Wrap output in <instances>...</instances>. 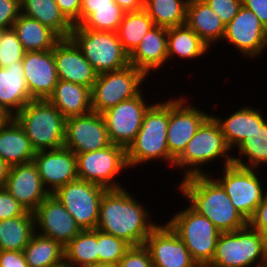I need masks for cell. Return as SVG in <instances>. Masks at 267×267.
<instances>
[{
    "mask_svg": "<svg viewBox=\"0 0 267 267\" xmlns=\"http://www.w3.org/2000/svg\"><path fill=\"white\" fill-rule=\"evenodd\" d=\"M53 55L58 79L92 88L98 74L71 38H62Z\"/></svg>",
    "mask_w": 267,
    "mask_h": 267,
    "instance_id": "cell-22",
    "label": "cell"
},
{
    "mask_svg": "<svg viewBox=\"0 0 267 267\" xmlns=\"http://www.w3.org/2000/svg\"><path fill=\"white\" fill-rule=\"evenodd\" d=\"M163 225H158L144 242L153 267H192L196 264L179 236L167 223Z\"/></svg>",
    "mask_w": 267,
    "mask_h": 267,
    "instance_id": "cell-18",
    "label": "cell"
},
{
    "mask_svg": "<svg viewBox=\"0 0 267 267\" xmlns=\"http://www.w3.org/2000/svg\"><path fill=\"white\" fill-rule=\"evenodd\" d=\"M185 24L210 48L223 40L225 25L204 0H189Z\"/></svg>",
    "mask_w": 267,
    "mask_h": 267,
    "instance_id": "cell-26",
    "label": "cell"
},
{
    "mask_svg": "<svg viewBox=\"0 0 267 267\" xmlns=\"http://www.w3.org/2000/svg\"><path fill=\"white\" fill-rule=\"evenodd\" d=\"M125 12L120 7L94 8L80 25L85 29L117 32Z\"/></svg>",
    "mask_w": 267,
    "mask_h": 267,
    "instance_id": "cell-38",
    "label": "cell"
},
{
    "mask_svg": "<svg viewBox=\"0 0 267 267\" xmlns=\"http://www.w3.org/2000/svg\"><path fill=\"white\" fill-rule=\"evenodd\" d=\"M259 110L244 106L223 120L213 116L221 127L222 134L230 149L238 147L248 136H250L267 119Z\"/></svg>",
    "mask_w": 267,
    "mask_h": 267,
    "instance_id": "cell-27",
    "label": "cell"
},
{
    "mask_svg": "<svg viewBox=\"0 0 267 267\" xmlns=\"http://www.w3.org/2000/svg\"><path fill=\"white\" fill-rule=\"evenodd\" d=\"M211 175L207 172L206 175L181 179L179 191L189 201V205L207 217L219 231L233 232L245 228L248 221L235 208L226 191Z\"/></svg>",
    "mask_w": 267,
    "mask_h": 267,
    "instance_id": "cell-2",
    "label": "cell"
},
{
    "mask_svg": "<svg viewBox=\"0 0 267 267\" xmlns=\"http://www.w3.org/2000/svg\"><path fill=\"white\" fill-rule=\"evenodd\" d=\"M21 14V0H0V31L12 28Z\"/></svg>",
    "mask_w": 267,
    "mask_h": 267,
    "instance_id": "cell-43",
    "label": "cell"
},
{
    "mask_svg": "<svg viewBox=\"0 0 267 267\" xmlns=\"http://www.w3.org/2000/svg\"><path fill=\"white\" fill-rule=\"evenodd\" d=\"M209 264L212 267H267L262 234L249 225L233 232H221Z\"/></svg>",
    "mask_w": 267,
    "mask_h": 267,
    "instance_id": "cell-6",
    "label": "cell"
},
{
    "mask_svg": "<svg viewBox=\"0 0 267 267\" xmlns=\"http://www.w3.org/2000/svg\"><path fill=\"white\" fill-rule=\"evenodd\" d=\"M140 92L132 99L122 101L108 109L103 116L109 140L112 144L128 148L138 134L146 111L152 105L144 101Z\"/></svg>",
    "mask_w": 267,
    "mask_h": 267,
    "instance_id": "cell-13",
    "label": "cell"
},
{
    "mask_svg": "<svg viewBox=\"0 0 267 267\" xmlns=\"http://www.w3.org/2000/svg\"><path fill=\"white\" fill-rule=\"evenodd\" d=\"M64 17L73 25H80L81 0H55Z\"/></svg>",
    "mask_w": 267,
    "mask_h": 267,
    "instance_id": "cell-45",
    "label": "cell"
},
{
    "mask_svg": "<svg viewBox=\"0 0 267 267\" xmlns=\"http://www.w3.org/2000/svg\"><path fill=\"white\" fill-rule=\"evenodd\" d=\"M224 39L245 57L256 58L267 47V28L252 11L242 6L225 26Z\"/></svg>",
    "mask_w": 267,
    "mask_h": 267,
    "instance_id": "cell-16",
    "label": "cell"
},
{
    "mask_svg": "<svg viewBox=\"0 0 267 267\" xmlns=\"http://www.w3.org/2000/svg\"><path fill=\"white\" fill-rule=\"evenodd\" d=\"M147 76L133 65L99 74L91 88L92 111L99 114L141 92V83Z\"/></svg>",
    "mask_w": 267,
    "mask_h": 267,
    "instance_id": "cell-9",
    "label": "cell"
},
{
    "mask_svg": "<svg viewBox=\"0 0 267 267\" xmlns=\"http://www.w3.org/2000/svg\"><path fill=\"white\" fill-rule=\"evenodd\" d=\"M33 163L38 169L43 186L50 194L78 179L76 155L66 147L36 152Z\"/></svg>",
    "mask_w": 267,
    "mask_h": 267,
    "instance_id": "cell-19",
    "label": "cell"
},
{
    "mask_svg": "<svg viewBox=\"0 0 267 267\" xmlns=\"http://www.w3.org/2000/svg\"><path fill=\"white\" fill-rule=\"evenodd\" d=\"M248 225L261 234L267 229V192L253 216L248 220Z\"/></svg>",
    "mask_w": 267,
    "mask_h": 267,
    "instance_id": "cell-46",
    "label": "cell"
},
{
    "mask_svg": "<svg viewBox=\"0 0 267 267\" xmlns=\"http://www.w3.org/2000/svg\"><path fill=\"white\" fill-rule=\"evenodd\" d=\"M27 210L4 188H0V220L22 216Z\"/></svg>",
    "mask_w": 267,
    "mask_h": 267,
    "instance_id": "cell-44",
    "label": "cell"
},
{
    "mask_svg": "<svg viewBox=\"0 0 267 267\" xmlns=\"http://www.w3.org/2000/svg\"><path fill=\"white\" fill-rule=\"evenodd\" d=\"M0 267H28L23 251H0Z\"/></svg>",
    "mask_w": 267,
    "mask_h": 267,
    "instance_id": "cell-47",
    "label": "cell"
},
{
    "mask_svg": "<svg viewBox=\"0 0 267 267\" xmlns=\"http://www.w3.org/2000/svg\"><path fill=\"white\" fill-rule=\"evenodd\" d=\"M125 189H108L101 198L96 229L125 240L131 246L144 245L159 225L150 213Z\"/></svg>",
    "mask_w": 267,
    "mask_h": 267,
    "instance_id": "cell-1",
    "label": "cell"
},
{
    "mask_svg": "<svg viewBox=\"0 0 267 267\" xmlns=\"http://www.w3.org/2000/svg\"><path fill=\"white\" fill-rule=\"evenodd\" d=\"M124 12H137L143 10L144 0H114Z\"/></svg>",
    "mask_w": 267,
    "mask_h": 267,
    "instance_id": "cell-50",
    "label": "cell"
},
{
    "mask_svg": "<svg viewBox=\"0 0 267 267\" xmlns=\"http://www.w3.org/2000/svg\"><path fill=\"white\" fill-rule=\"evenodd\" d=\"M117 267H153L149 251L144 245L131 246L117 263Z\"/></svg>",
    "mask_w": 267,
    "mask_h": 267,
    "instance_id": "cell-41",
    "label": "cell"
},
{
    "mask_svg": "<svg viewBox=\"0 0 267 267\" xmlns=\"http://www.w3.org/2000/svg\"><path fill=\"white\" fill-rule=\"evenodd\" d=\"M21 14L36 19L61 38H70L73 25L64 17L55 0H21Z\"/></svg>",
    "mask_w": 267,
    "mask_h": 267,
    "instance_id": "cell-30",
    "label": "cell"
},
{
    "mask_svg": "<svg viewBox=\"0 0 267 267\" xmlns=\"http://www.w3.org/2000/svg\"><path fill=\"white\" fill-rule=\"evenodd\" d=\"M229 151L231 149L225 141L221 127L212 114L188 142L183 153L175 160L174 167L185 169L182 170L184 174L182 179L194 175H206L201 168L205 163H212L213 160L221 157V160L224 159V167L233 164V156H229Z\"/></svg>",
    "mask_w": 267,
    "mask_h": 267,
    "instance_id": "cell-5",
    "label": "cell"
},
{
    "mask_svg": "<svg viewBox=\"0 0 267 267\" xmlns=\"http://www.w3.org/2000/svg\"><path fill=\"white\" fill-rule=\"evenodd\" d=\"M237 149L249 163L242 161L241 156L238 158L233 155V164L257 170L261 167L260 164L267 165V120L248 136Z\"/></svg>",
    "mask_w": 267,
    "mask_h": 267,
    "instance_id": "cell-37",
    "label": "cell"
},
{
    "mask_svg": "<svg viewBox=\"0 0 267 267\" xmlns=\"http://www.w3.org/2000/svg\"><path fill=\"white\" fill-rule=\"evenodd\" d=\"M153 27L154 23L144 9L125 12L117 31L123 49L130 55Z\"/></svg>",
    "mask_w": 267,
    "mask_h": 267,
    "instance_id": "cell-35",
    "label": "cell"
},
{
    "mask_svg": "<svg viewBox=\"0 0 267 267\" xmlns=\"http://www.w3.org/2000/svg\"><path fill=\"white\" fill-rule=\"evenodd\" d=\"M25 52L23 45L12 28L1 31L0 68H6L14 62L22 61Z\"/></svg>",
    "mask_w": 267,
    "mask_h": 267,
    "instance_id": "cell-40",
    "label": "cell"
},
{
    "mask_svg": "<svg viewBox=\"0 0 267 267\" xmlns=\"http://www.w3.org/2000/svg\"><path fill=\"white\" fill-rule=\"evenodd\" d=\"M221 171L222 175L215 180L226 191L235 208L248 221L266 194L257 171L235 164L225 166Z\"/></svg>",
    "mask_w": 267,
    "mask_h": 267,
    "instance_id": "cell-12",
    "label": "cell"
},
{
    "mask_svg": "<svg viewBox=\"0 0 267 267\" xmlns=\"http://www.w3.org/2000/svg\"><path fill=\"white\" fill-rule=\"evenodd\" d=\"M10 166L0 159V188H4Z\"/></svg>",
    "mask_w": 267,
    "mask_h": 267,
    "instance_id": "cell-51",
    "label": "cell"
},
{
    "mask_svg": "<svg viewBox=\"0 0 267 267\" xmlns=\"http://www.w3.org/2000/svg\"><path fill=\"white\" fill-rule=\"evenodd\" d=\"M10 118L11 116L7 114L2 108H0V130Z\"/></svg>",
    "mask_w": 267,
    "mask_h": 267,
    "instance_id": "cell-52",
    "label": "cell"
},
{
    "mask_svg": "<svg viewBox=\"0 0 267 267\" xmlns=\"http://www.w3.org/2000/svg\"><path fill=\"white\" fill-rule=\"evenodd\" d=\"M75 155L78 179L96 183L107 189L124 188L115 180L122 170L129 168L126 148L111 143L106 148Z\"/></svg>",
    "mask_w": 267,
    "mask_h": 267,
    "instance_id": "cell-10",
    "label": "cell"
},
{
    "mask_svg": "<svg viewBox=\"0 0 267 267\" xmlns=\"http://www.w3.org/2000/svg\"><path fill=\"white\" fill-rule=\"evenodd\" d=\"M12 29L26 52L52 50L62 39L49 27L23 14L18 16Z\"/></svg>",
    "mask_w": 267,
    "mask_h": 267,
    "instance_id": "cell-29",
    "label": "cell"
},
{
    "mask_svg": "<svg viewBox=\"0 0 267 267\" xmlns=\"http://www.w3.org/2000/svg\"><path fill=\"white\" fill-rule=\"evenodd\" d=\"M13 118L36 152L64 147L66 118L48 99L29 101Z\"/></svg>",
    "mask_w": 267,
    "mask_h": 267,
    "instance_id": "cell-4",
    "label": "cell"
},
{
    "mask_svg": "<svg viewBox=\"0 0 267 267\" xmlns=\"http://www.w3.org/2000/svg\"><path fill=\"white\" fill-rule=\"evenodd\" d=\"M48 100L65 118L84 115L92 111L91 89L59 79Z\"/></svg>",
    "mask_w": 267,
    "mask_h": 267,
    "instance_id": "cell-28",
    "label": "cell"
},
{
    "mask_svg": "<svg viewBox=\"0 0 267 267\" xmlns=\"http://www.w3.org/2000/svg\"><path fill=\"white\" fill-rule=\"evenodd\" d=\"M108 189L85 180H74L53 195L63 204L82 230L96 229L101 198Z\"/></svg>",
    "mask_w": 267,
    "mask_h": 267,
    "instance_id": "cell-11",
    "label": "cell"
},
{
    "mask_svg": "<svg viewBox=\"0 0 267 267\" xmlns=\"http://www.w3.org/2000/svg\"><path fill=\"white\" fill-rule=\"evenodd\" d=\"M66 267H87L98 263V230H82L64 247Z\"/></svg>",
    "mask_w": 267,
    "mask_h": 267,
    "instance_id": "cell-33",
    "label": "cell"
},
{
    "mask_svg": "<svg viewBox=\"0 0 267 267\" xmlns=\"http://www.w3.org/2000/svg\"><path fill=\"white\" fill-rule=\"evenodd\" d=\"M168 61L167 28L154 26L129 55V63L147 77Z\"/></svg>",
    "mask_w": 267,
    "mask_h": 267,
    "instance_id": "cell-23",
    "label": "cell"
},
{
    "mask_svg": "<svg viewBox=\"0 0 267 267\" xmlns=\"http://www.w3.org/2000/svg\"><path fill=\"white\" fill-rule=\"evenodd\" d=\"M70 38L99 75L128 66L129 54L123 49L117 32L85 29L73 26Z\"/></svg>",
    "mask_w": 267,
    "mask_h": 267,
    "instance_id": "cell-7",
    "label": "cell"
},
{
    "mask_svg": "<svg viewBox=\"0 0 267 267\" xmlns=\"http://www.w3.org/2000/svg\"><path fill=\"white\" fill-rule=\"evenodd\" d=\"M119 7L114 0H81L80 24L92 13L94 8Z\"/></svg>",
    "mask_w": 267,
    "mask_h": 267,
    "instance_id": "cell-48",
    "label": "cell"
},
{
    "mask_svg": "<svg viewBox=\"0 0 267 267\" xmlns=\"http://www.w3.org/2000/svg\"><path fill=\"white\" fill-rule=\"evenodd\" d=\"M242 5L252 11L267 28V0H242Z\"/></svg>",
    "mask_w": 267,
    "mask_h": 267,
    "instance_id": "cell-49",
    "label": "cell"
},
{
    "mask_svg": "<svg viewBox=\"0 0 267 267\" xmlns=\"http://www.w3.org/2000/svg\"><path fill=\"white\" fill-rule=\"evenodd\" d=\"M130 247L125 240L98 230V263L117 265Z\"/></svg>",
    "mask_w": 267,
    "mask_h": 267,
    "instance_id": "cell-39",
    "label": "cell"
},
{
    "mask_svg": "<svg viewBox=\"0 0 267 267\" xmlns=\"http://www.w3.org/2000/svg\"><path fill=\"white\" fill-rule=\"evenodd\" d=\"M35 155L23 128L11 117L0 130V159L13 166L33 162Z\"/></svg>",
    "mask_w": 267,
    "mask_h": 267,
    "instance_id": "cell-25",
    "label": "cell"
},
{
    "mask_svg": "<svg viewBox=\"0 0 267 267\" xmlns=\"http://www.w3.org/2000/svg\"><path fill=\"white\" fill-rule=\"evenodd\" d=\"M33 214L35 232L54 239L63 247L82 231L72 215L53 194H49Z\"/></svg>",
    "mask_w": 267,
    "mask_h": 267,
    "instance_id": "cell-17",
    "label": "cell"
},
{
    "mask_svg": "<svg viewBox=\"0 0 267 267\" xmlns=\"http://www.w3.org/2000/svg\"><path fill=\"white\" fill-rule=\"evenodd\" d=\"M167 224L184 242L196 263L211 262L221 231L207 217L189 205L176 213Z\"/></svg>",
    "mask_w": 267,
    "mask_h": 267,
    "instance_id": "cell-8",
    "label": "cell"
},
{
    "mask_svg": "<svg viewBox=\"0 0 267 267\" xmlns=\"http://www.w3.org/2000/svg\"><path fill=\"white\" fill-rule=\"evenodd\" d=\"M4 189L32 213L50 194L33 162L10 166Z\"/></svg>",
    "mask_w": 267,
    "mask_h": 267,
    "instance_id": "cell-21",
    "label": "cell"
},
{
    "mask_svg": "<svg viewBox=\"0 0 267 267\" xmlns=\"http://www.w3.org/2000/svg\"><path fill=\"white\" fill-rule=\"evenodd\" d=\"M23 74L32 100L48 99L58 82L53 49L25 52Z\"/></svg>",
    "mask_w": 267,
    "mask_h": 267,
    "instance_id": "cell-20",
    "label": "cell"
},
{
    "mask_svg": "<svg viewBox=\"0 0 267 267\" xmlns=\"http://www.w3.org/2000/svg\"><path fill=\"white\" fill-rule=\"evenodd\" d=\"M192 267H212L210 264L196 263Z\"/></svg>",
    "mask_w": 267,
    "mask_h": 267,
    "instance_id": "cell-55",
    "label": "cell"
},
{
    "mask_svg": "<svg viewBox=\"0 0 267 267\" xmlns=\"http://www.w3.org/2000/svg\"><path fill=\"white\" fill-rule=\"evenodd\" d=\"M168 121L169 100L153 103L148 108L135 140L126 149L129 168L157 159L174 167L175 159L167 146Z\"/></svg>",
    "mask_w": 267,
    "mask_h": 267,
    "instance_id": "cell-3",
    "label": "cell"
},
{
    "mask_svg": "<svg viewBox=\"0 0 267 267\" xmlns=\"http://www.w3.org/2000/svg\"><path fill=\"white\" fill-rule=\"evenodd\" d=\"M111 144L103 116L97 112L66 118L64 147L75 154L92 152Z\"/></svg>",
    "mask_w": 267,
    "mask_h": 267,
    "instance_id": "cell-15",
    "label": "cell"
},
{
    "mask_svg": "<svg viewBox=\"0 0 267 267\" xmlns=\"http://www.w3.org/2000/svg\"><path fill=\"white\" fill-rule=\"evenodd\" d=\"M31 100L22 61L0 68V108L14 117Z\"/></svg>",
    "mask_w": 267,
    "mask_h": 267,
    "instance_id": "cell-24",
    "label": "cell"
},
{
    "mask_svg": "<svg viewBox=\"0 0 267 267\" xmlns=\"http://www.w3.org/2000/svg\"><path fill=\"white\" fill-rule=\"evenodd\" d=\"M34 233L35 218L32 212L0 220V251H23Z\"/></svg>",
    "mask_w": 267,
    "mask_h": 267,
    "instance_id": "cell-32",
    "label": "cell"
},
{
    "mask_svg": "<svg viewBox=\"0 0 267 267\" xmlns=\"http://www.w3.org/2000/svg\"><path fill=\"white\" fill-rule=\"evenodd\" d=\"M226 26L240 10L242 0H204Z\"/></svg>",
    "mask_w": 267,
    "mask_h": 267,
    "instance_id": "cell-42",
    "label": "cell"
},
{
    "mask_svg": "<svg viewBox=\"0 0 267 267\" xmlns=\"http://www.w3.org/2000/svg\"><path fill=\"white\" fill-rule=\"evenodd\" d=\"M265 247L267 249V229L262 233Z\"/></svg>",
    "mask_w": 267,
    "mask_h": 267,
    "instance_id": "cell-54",
    "label": "cell"
},
{
    "mask_svg": "<svg viewBox=\"0 0 267 267\" xmlns=\"http://www.w3.org/2000/svg\"><path fill=\"white\" fill-rule=\"evenodd\" d=\"M87 267H117V265L111 263H96Z\"/></svg>",
    "mask_w": 267,
    "mask_h": 267,
    "instance_id": "cell-53",
    "label": "cell"
},
{
    "mask_svg": "<svg viewBox=\"0 0 267 267\" xmlns=\"http://www.w3.org/2000/svg\"><path fill=\"white\" fill-rule=\"evenodd\" d=\"M167 43L169 61L175 55L184 59H196L209 50L201 38L186 24L167 28Z\"/></svg>",
    "mask_w": 267,
    "mask_h": 267,
    "instance_id": "cell-34",
    "label": "cell"
},
{
    "mask_svg": "<svg viewBox=\"0 0 267 267\" xmlns=\"http://www.w3.org/2000/svg\"><path fill=\"white\" fill-rule=\"evenodd\" d=\"M189 0H144V10L154 26L165 28L184 25Z\"/></svg>",
    "mask_w": 267,
    "mask_h": 267,
    "instance_id": "cell-36",
    "label": "cell"
},
{
    "mask_svg": "<svg viewBox=\"0 0 267 267\" xmlns=\"http://www.w3.org/2000/svg\"><path fill=\"white\" fill-rule=\"evenodd\" d=\"M28 267H62L64 247L52 238L34 233L23 250Z\"/></svg>",
    "mask_w": 267,
    "mask_h": 267,
    "instance_id": "cell-31",
    "label": "cell"
},
{
    "mask_svg": "<svg viewBox=\"0 0 267 267\" xmlns=\"http://www.w3.org/2000/svg\"><path fill=\"white\" fill-rule=\"evenodd\" d=\"M186 102L183 95L169 100L167 146L175 160L183 153L201 125L212 115Z\"/></svg>",
    "mask_w": 267,
    "mask_h": 267,
    "instance_id": "cell-14",
    "label": "cell"
}]
</instances>
